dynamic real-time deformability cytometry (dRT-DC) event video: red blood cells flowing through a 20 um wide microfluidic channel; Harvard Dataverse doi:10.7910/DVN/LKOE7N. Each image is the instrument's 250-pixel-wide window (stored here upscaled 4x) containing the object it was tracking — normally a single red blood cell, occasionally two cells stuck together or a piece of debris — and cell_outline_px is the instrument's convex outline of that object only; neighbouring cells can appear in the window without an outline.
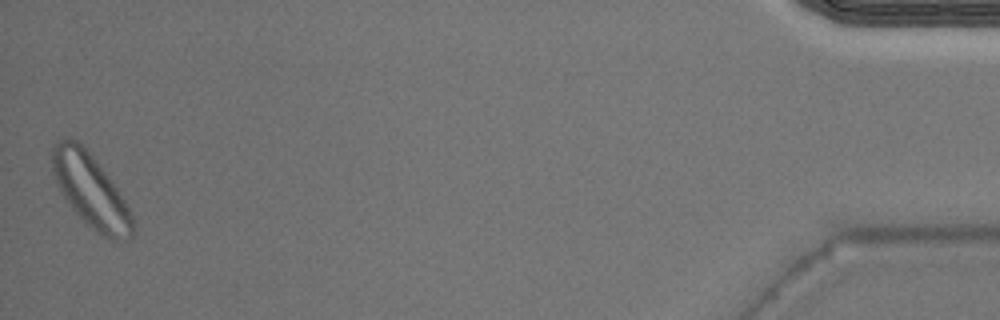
{"species": "Egyptian fruit bat (a non-hibernating species)", "species_latin": "Rousettus aegyptiacus", "temperature_condition": "warm", "stored_images_in_passage": 45, "camera_frame_rate_fps": 3000, "um_per_image_px": 0.085, "animal": {"sex": "male"}, "frame": {"image": 1, "passage_image": 45, "time_ms": 14.667, "image_size_px": [1000, 320], "cell_outline_px": [[136, 232], [132, 236], [124, 240], [108, 240], [100, 236], [72, 208], [56, 184], [52, 172], [52, 148], [60, 140], [68, 136], [76, 140], [96, 160], [108, 176], [124, 200], [132, 216]], "centroid_in_image_um": [7.72, 16.24], "position_along_channel_um": 427.5, "area_um2": 33.99}}